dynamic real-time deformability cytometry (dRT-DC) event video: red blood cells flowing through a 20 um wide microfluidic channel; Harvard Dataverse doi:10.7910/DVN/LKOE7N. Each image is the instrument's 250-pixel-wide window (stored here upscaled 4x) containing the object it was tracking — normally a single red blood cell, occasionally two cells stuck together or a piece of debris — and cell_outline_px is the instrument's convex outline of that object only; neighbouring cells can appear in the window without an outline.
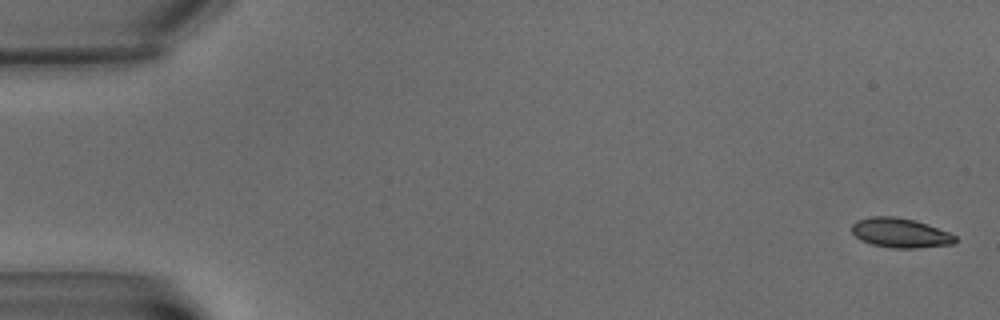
{"species": "common noctule bat (a hibernating species)", "species_latin": "Nyctalus noctula", "temperature_condition": "warm", "stored_images_in_passage": 8, "camera_frame_rate_fps": 3000, "um_per_image_px": 0.085, "animal": {"sex": "male", "body_mass_g": 15.6}, "frame": {"image": 1, "passage_image": 1, "time_ms": 0.0, "image_size_px": [1000, 320], "cell_outline_px": [[956, 240], [952, 244], [916, 248], [892, 248], [872, 244], [860, 240], [852, 232], [852, 224], [856, 220], [868, 216], [896, 216], [916, 220], [948, 232], [956, 236]], "centroid_in_image_um": [76.49, 19.78], "position_along_channel_um": 8.5, "area_um2": 17.86}}
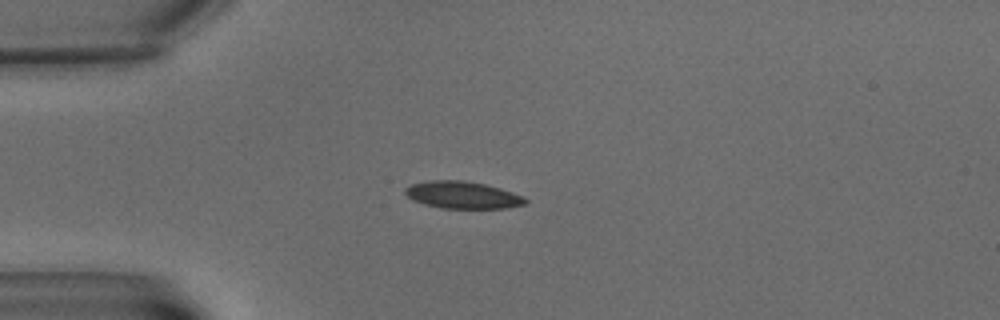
{"frame": {"image": 2, "passage_image": 6, "time_ms": 5.667, "image_size_px": [1000, 320], "cell_outline_px": [[528, 204], [504, 208], [440, 208], [424, 204], [412, 200], [404, 192], [404, 188], [412, 184], [428, 180], [464, 180], [484, 184], [500, 188], [524, 196], [528, 200]], "centroid_in_image_um": [39.32, 16.57], "position_along_channel_um": 45.7, "area_um2": 19.13}}
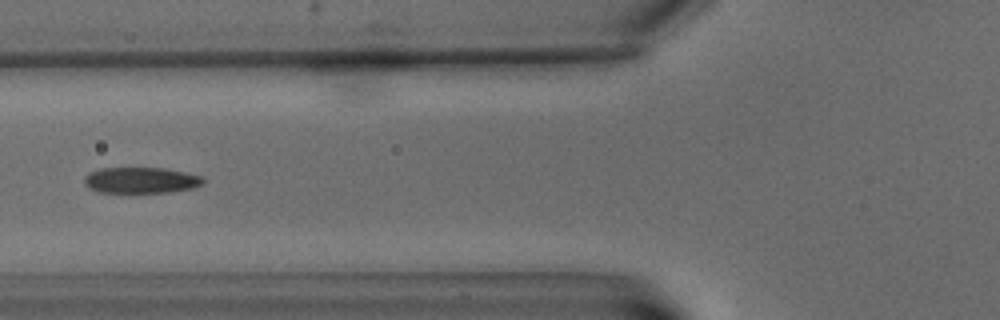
{"frame": {"image": 3, "passage_image": 8, "time_ms": 8.667, "image_size_px": [1000, 320], "cell_outline_px": [[204, 184], [192, 188], [168, 192], [96, 192], [88, 188], [84, 184], [84, 176], [88, 172], [100, 168], [164, 168], [204, 176]], "centroid_in_image_um": [11.95, 15.31], "position_along_channel_um": 113.8, "area_um2": 18.15}}